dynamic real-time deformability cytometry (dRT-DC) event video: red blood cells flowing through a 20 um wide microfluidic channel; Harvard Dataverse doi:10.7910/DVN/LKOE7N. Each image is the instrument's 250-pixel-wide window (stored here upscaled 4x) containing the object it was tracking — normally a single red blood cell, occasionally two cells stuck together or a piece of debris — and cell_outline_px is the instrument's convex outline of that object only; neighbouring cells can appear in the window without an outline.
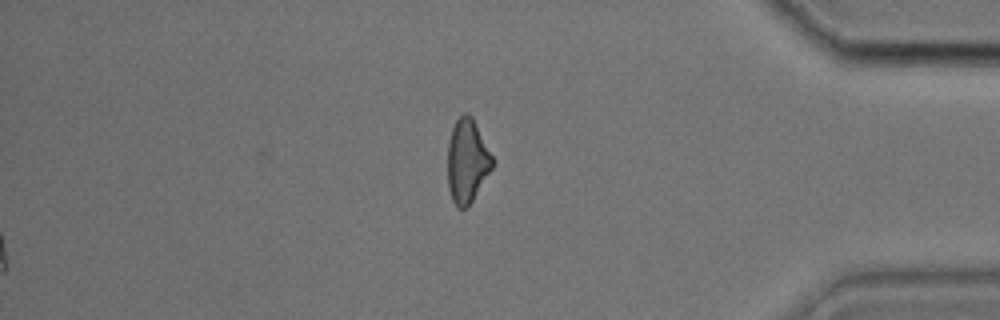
{"species": "common noctule bat (a hibernating species)", "species_latin": "Nyctalus noctula", "temperature_condition": "cold", "stored_images_in_passage": 32, "segment_of_instrument_passage": [2, 2], "camera_frame_rate_fps": 3000, "um_per_image_px": 0.085, "animal": {"sex": "male", "body_mass_g": 17.9, "forearm_length_mm": 54.2}, "frame": {"image": 1, "passage_image": 32, "time_ms": 10.333, "image_size_px": [1000, 320], "cell_outline_px": [[492, 168], [472, 200], [464, 208], [456, 208], [452, 200], [448, 188], [448, 144], [452, 128], [456, 120], [464, 112], [468, 112], [472, 116], [492, 156]], "centroid_in_image_um": [39.68, 13.67], "position_along_channel_um": 395.5, "area_um2": 21.5}}